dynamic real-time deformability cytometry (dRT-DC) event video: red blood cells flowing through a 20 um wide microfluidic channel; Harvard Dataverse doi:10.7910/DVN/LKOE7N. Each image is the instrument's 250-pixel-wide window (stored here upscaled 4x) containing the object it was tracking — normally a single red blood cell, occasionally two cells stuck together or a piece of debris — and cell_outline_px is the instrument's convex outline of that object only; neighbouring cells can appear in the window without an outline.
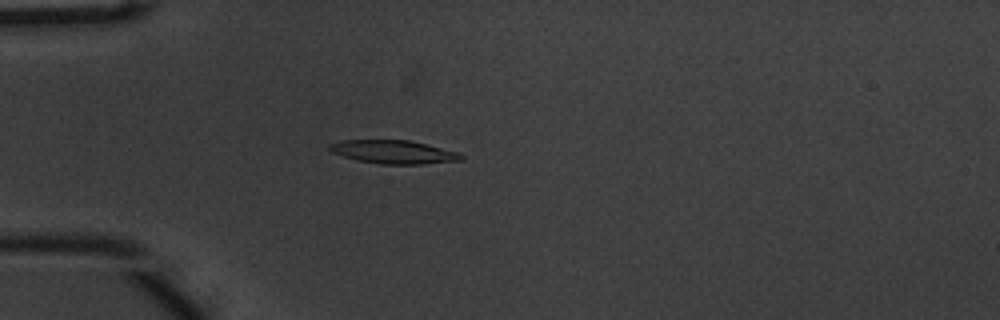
{"species": "common noctule bat (a hibernating species)", "species_latin": "Nyctalus noctula", "temperature_condition": "warm", "stored_images_in_passage": 53, "camera_frame_rate_fps": 3000, "um_per_image_px": 0.085, "animal": {"sex": "male", "body_mass_g": 20.1, "forearm_length_mm": 53.5}, "frame": {"image": 1, "passage_image": 15, "time_ms": 4.667, "image_size_px": [1000, 320], "cell_outline_px": [[464, 156], [460, 160], [424, 164], [380, 164], [356, 160], [332, 152], [328, 148], [328, 144], [340, 140], [412, 140], [460, 152]], "centroid_in_image_um": [33.47, 12.91], "position_along_channel_um": 51.5, "area_um2": 18.09}}
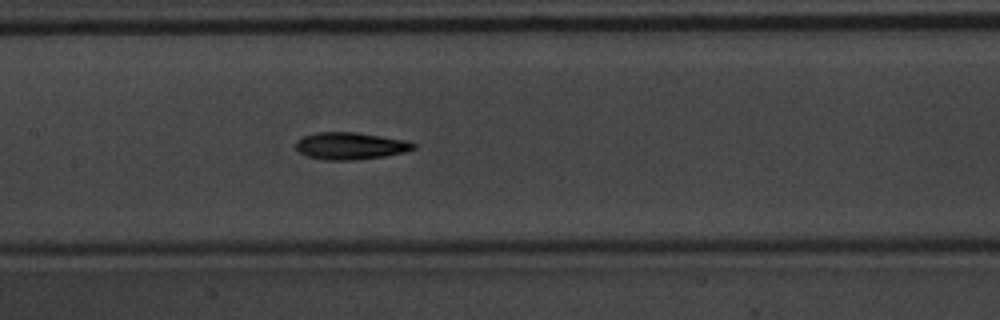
{"frame": {"image": 2, "passage_image": 26, "time_ms": 8.333, "image_size_px": [1000, 320], "cell_outline_px": [[416, 148], [404, 152], [384, 156], [356, 160], [324, 160], [304, 156], [296, 152], [296, 140], [300, 136], [316, 132], [356, 132], [408, 140], [416, 144]], "centroid_in_image_um": [29.73, 12.4], "position_along_channel_um": 177.7, "area_um2": 19.02}}
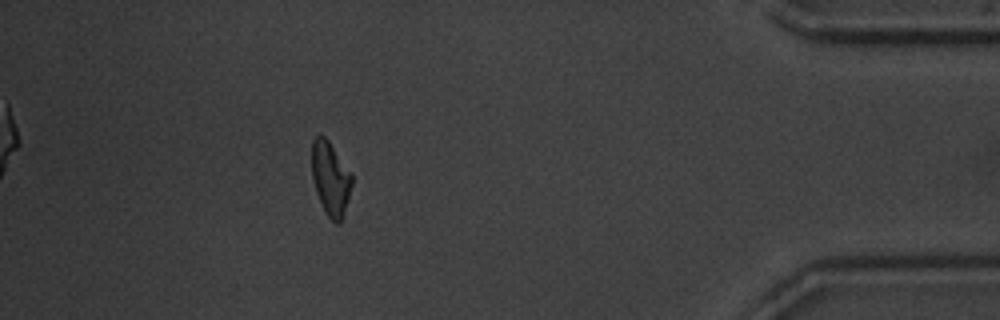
{"frame": {"image": 3, "passage_image": 48, "time_ms": 15.667, "image_size_px": [1000, 320], "cell_outline_px": [[352, 184], [344, 216], [340, 224], [336, 224], [328, 216], [316, 192], [312, 176], [312, 140], [320, 132], [328, 140], [352, 172]], "centroid_in_image_um": [28.11, 15.15], "position_along_channel_um": 407.1, "area_um2": 17.34}, "authors_computed_cell_mechanics": {"area_um2": 17.6868, "velocity_mm_per_s": 3.7596, "shape_relaxation_time_tau1_ms": 5.5958, "shape_relaxation_time_tau2_ms": 4.2451, "deformation_change_tau1": 0.1919, "deformation_change_tau2": 0.1221}}